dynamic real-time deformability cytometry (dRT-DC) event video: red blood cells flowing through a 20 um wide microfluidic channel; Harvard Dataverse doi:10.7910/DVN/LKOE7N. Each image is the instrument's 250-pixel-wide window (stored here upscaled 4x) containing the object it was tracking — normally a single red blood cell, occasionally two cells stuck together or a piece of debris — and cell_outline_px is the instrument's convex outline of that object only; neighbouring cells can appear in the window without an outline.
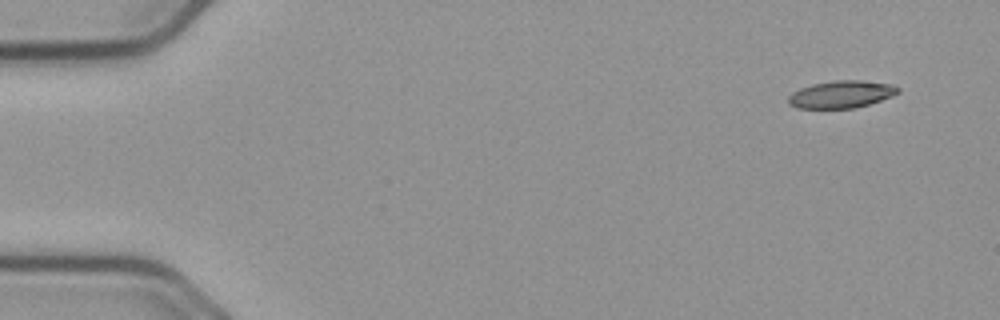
{"species": "common noctule bat (a hibernating species)", "species_latin": "Nyctalus noctula", "temperature_condition": "cold", "stored_images_in_passage": 53, "camera_frame_rate_fps": 3000, "um_per_image_px": 0.085, "animal": {"sex": "male", "body_mass_g": 23.1, "forearm_length_mm": 52.7}, "frame": {"image": 1, "passage_image": 1, "time_ms": 0.0, "image_size_px": [1000, 320], "cell_outline_px": [[900, 92], [892, 96], [856, 108], [796, 108], [788, 104], [788, 96], [792, 92], [800, 88], [812, 84], [836, 80], [860, 80], [892, 84], [900, 88]], "centroid_in_image_um": [71.5, 8.01], "position_along_channel_um": 13.5, "area_um2": 17.51}}
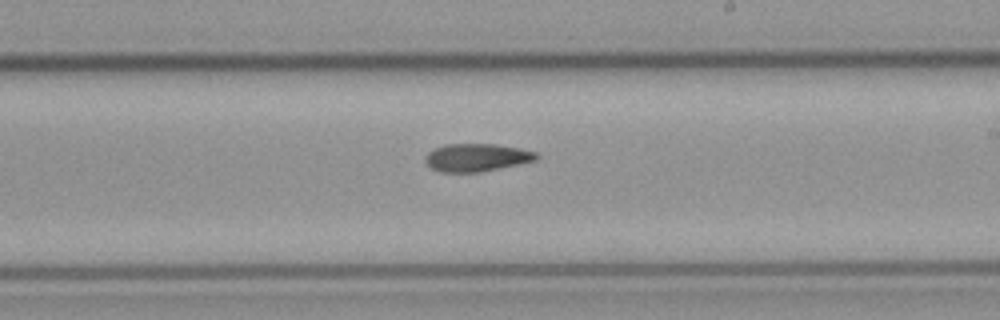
{"frame": {"image": 2, "passage_image": 30, "time_ms": 9.667, "image_size_px": [1000, 320], "cell_outline_px": [[540, 156], [536, 160], [480, 172], [440, 172], [432, 168], [424, 160], [424, 156], [432, 148], [444, 144], [496, 144], [520, 148], [536, 152]], "centroid_in_image_um": [40.48, 13.37], "position_along_channel_um": 248.5, "area_um2": 18.09}}
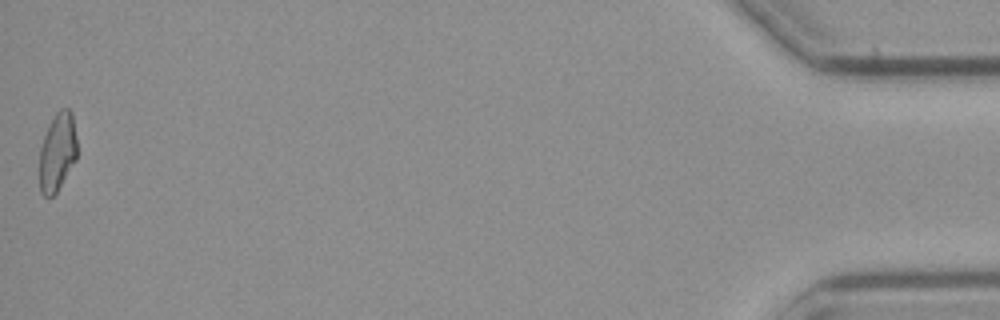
{"frame": {"image": 3, "passage_image": 53, "time_ms": 17.333, "image_size_px": [1000, 320], "cell_outline_px": [[76, 160], [56, 192], [52, 196], [44, 196], [40, 192], [40, 148], [48, 124], [56, 112], [60, 108], [68, 108], [72, 112], [76, 136]], "centroid_in_image_um": [4.88, 12.89], "position_along_channel_um": 430.3, "area_um2": 17.11}, "authors_computed_cell_mechanics": {"area_um2": 18.0914, "velocity_mm_per_s": 3.6927, "shape_relaxation_time_tau1_ms": null, "shape_relaxation_time_tau2_ms": 9.2331, "deformation_change_tau1": null, "deformation_change_tau2": 0.1891}}